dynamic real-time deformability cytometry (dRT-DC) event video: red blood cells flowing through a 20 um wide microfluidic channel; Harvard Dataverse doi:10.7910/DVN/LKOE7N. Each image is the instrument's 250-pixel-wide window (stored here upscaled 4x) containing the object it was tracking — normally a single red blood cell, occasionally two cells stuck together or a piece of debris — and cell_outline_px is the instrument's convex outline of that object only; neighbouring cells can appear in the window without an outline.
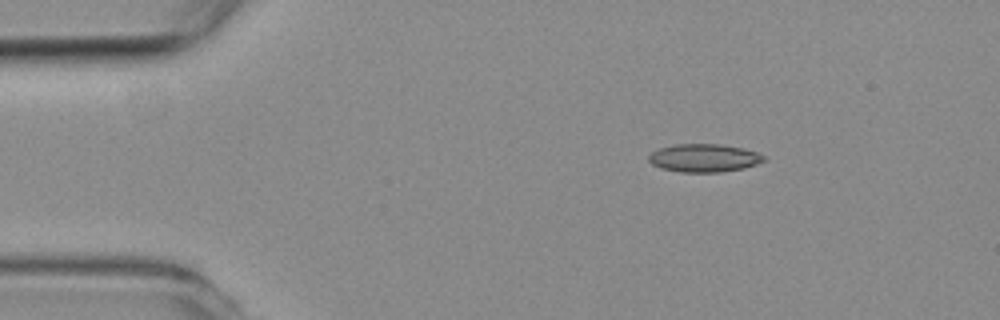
{"species": "common noctule bat (a hibernating species)", "species_latin": "Nyctalus noctula", "temperature_condition": "room temperature", "stored_images_in_passage": 3, "camera_frame_rate_fps": 3000, "um_per_image_px": 0.085, "animal": {"sex": "female", "body_mass_g": 19.3, "forearm_length_mm": 54.1}, "frame": {"image": 1, "passage_image": 1, "time_ms": 0.0, "image_size_px": [1000, 320], "cell_outline_px": [[764, 160], [756, 164], [744, 168], [720, 172], [680, 172], [660, 168], [652, 164], [648, 160], [648, 156], [652, 152], [660, 148], [676, 144], [720, 144], [744, 148], [756, 152], [764, 156]], "centroid_in_image_um": [59.82, 13.43], "position_along_channel_um": 25.2, "area_um2": 18.79}}